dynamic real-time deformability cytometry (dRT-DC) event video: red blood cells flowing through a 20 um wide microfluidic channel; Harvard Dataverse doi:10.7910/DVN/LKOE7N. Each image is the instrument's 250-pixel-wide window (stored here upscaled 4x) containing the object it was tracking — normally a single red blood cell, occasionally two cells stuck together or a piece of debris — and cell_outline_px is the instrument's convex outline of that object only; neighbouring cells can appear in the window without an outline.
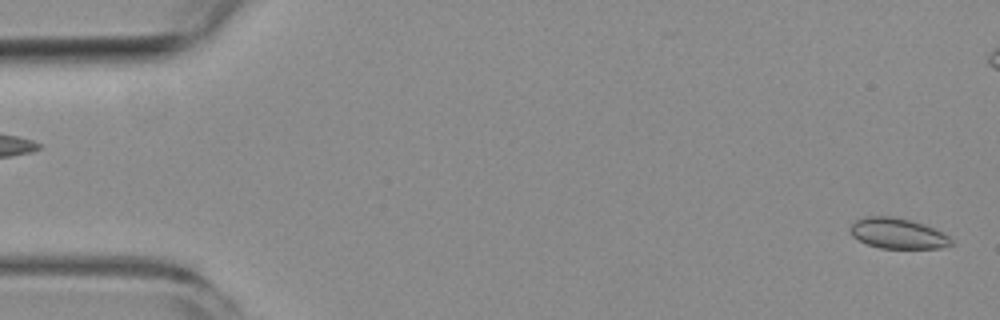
{"species": "common noctule bat (a hibernating species)", "species_latin": "Nyctalus noctula", "temperature_condition": "room temperature", "stored_images_in_passage": 3, "segment_of_instrument_passage": [2, 2], "camera_frame_rate_fps": 3000, "um_per_image_px": 0.085, "animal": {"sex": "female", "body_mass_g": 19.3, "forearm_length_mm": 54.1}, "frame": {"image": 1, "passage_image": 3, "time_ms": 2.333, "image_size_px": [1000, 320], "cell_outline_px": [[956, 244], [940, 248], [880, 248], [868, 244], [852, 236], [848, 228], [856, 220], [864, 216], [888, 216], [908, 220], [932, 228], [948, 236]], "centroid_in_image_um": [76.28, 19.85], "position_along_channel_um": 8.7, "area_um2": 17.69}}